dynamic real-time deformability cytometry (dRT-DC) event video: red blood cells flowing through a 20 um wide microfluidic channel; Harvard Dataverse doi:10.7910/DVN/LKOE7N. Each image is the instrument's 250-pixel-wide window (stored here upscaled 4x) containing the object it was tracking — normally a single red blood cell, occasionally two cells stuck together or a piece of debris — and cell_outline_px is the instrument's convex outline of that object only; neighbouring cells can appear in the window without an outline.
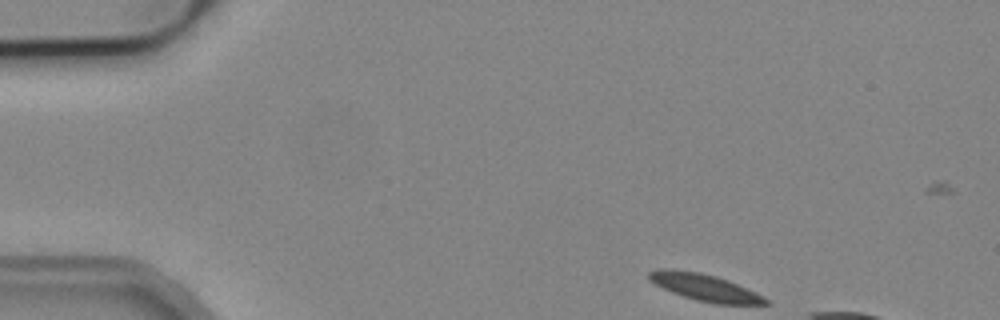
{"species": "common noctule bat (a hibernating species)", "species_latin": "Nyctalus noctula", "temperature_condition": "cold", "stored_images_in_passage": 10, "camera_frame_rate_fps": 3000, "um_per_image_px": 0.085, "animal": {"sex": "male", "body_mass_g": 19.2, "forearm_length_mm": 51.8}, "frame": {"image": 1, "passage_image": 1, "time_ms": 0.0, "image_size_px": [1000, 320], "cell_outline_px": [[772, 304], [716, 304], [696, 300], [672, 292], [648, 280], [648, 272], [656, 268], [668, 268], [700, 272], [716, 276], [728, 280], [756, 292], [764, 296]], "centroid_in_image_um": [59.9, 24.42], "position_along_channel_um": 25.1, "area_um2": 18.32}}